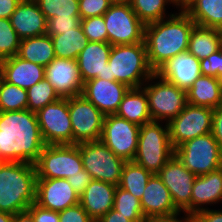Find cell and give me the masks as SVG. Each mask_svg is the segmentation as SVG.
<instances>
[{"label": "cell", "instance_id": "3", "mask_svg": "<svg viewBox=\"0 0 222 222\" xmlns=\"http://www.w3.org/2000/svg\"><path fill=\"white\" fill-rule=\"evenodd\" d=\"M37 175L34 164L0 162V211L17 214L36 200Z\"/></svg>", "mask_w": 222, "mask_h": 222}, {"label": "cell", "instance_id": "11", "mask_svg": "<svg viewBox=\"0 0 222 222\" xmlns=\"http://www.w3.org/2000/svg\"><path fill=\"white\" fill-rule=\"evenodd\" d=\"M72 144L100 140L105 115L83 95L68 98Z\"/></svg>", "mask_w": 222, "mask_h": 222}, {"label": "cell", "instance_id": "55", "mask_svg": "<svg viewBox=\"0 0 222 222\" xmlns=\"http://www.w3.org/2000/svg\"><path fill=\"white\" fill-rule=\"evenodd\" d=\"M2 79V72H1V67H0V80Z\"/></svg>", "mask_w": 222, "mask_h": 222}, {"label": "cell", "instance_id": "4", "mask_svg": "<svg viewBox=\"0 0 222 222\" xmlns=\"http://www.w3.org/2000/svg\"><path fill=\"white\" fill-rule=\"evenodd\" d=\"M109 80L141 88L155 73L151 68L145 42L113 45L108 59Z\"/></svg>", "mask_w": 222, "mask_h": 222}, {"label": "cell", "instance_id": "52", "mask_svg": "<svg viewBox=\"0 0 222 222\" xmlns=\"http://www.w3.org/2000/svg\"><path fill=\"white\" fill-rule=\"evenodd\" d=\"M14 214H9L0 211V222H12Z\"/></svg>", "mask_w": 222, "mask_h": 222}, {"label": "cell", "instance_id": "50", "mask_svg": "<svg viewBox=\"0 0 222 222\" xmlns=\"http://www.w3.org/2000/svg\"><path fill=\"white\" fill-rule=\"evenodd\" d=\"M96 222H133L112 208Z\"/></svg>", "mask_w": 222, "mask_h": 222}, {"label": "cell", "instance_id": "35", "mask_svg": "<svg viewBox=\"0 0 222 222\" xmlns=\"http://www.w3.org/2000/svg\"><path fill=\"white\" fill-rule=\"evenodd\" d=\"M27 98V109L31 112L37 113L46 105L57 101L61 97L44 77L41 81L27 89Z\"/></svg>", "mask_w": 222, "mask_h": 222}, {"label": "cell", "instance_id": "30", "mask_svg": "<svg viewBox=\"0 0 222 222\" xmlns=\"http://www.w3.org/2000/svg\"><path fill=\"white\" fill-rule=\"evenodd\" d=\"M20 58L46 67L54 58V46L50 35L28 37L20 40Z\"/></svg>", "mask_w": 222, "mask_h": 222}, {"label": "cell", "instance_id": "9", "mask_svg": "<svg viewBox=\"0 0 222 222\" xmlns=\"http://www.w3.org/2000/svg\"><path fill=\"white\" fill-rule=\"evenodd\" d=\"M83 168L92 180L103 181L118 186L125 160L115 155L101 140L77 144Z\"/></svg>", "mask_w": 222, "mask_h": 222}, {"label": "cell", "instance_id": "15", "mask_svg": "<svg viewBox=\"0 0 222 222\" xmlns=\"http://www.w3.org/2000/svg\"><path fill=\"white\" fill-rule=\"evenodd\" d=\"M157 175L169 190L175 207L180 212L191 215V193L197 176L190 172L175 155Z\"/></svg>", "mask_w": 222, "mask_h": 222}, {"label": "cell", "instance_id": "21", "mask_svg": "<svg viewBox=\"0 0 222 222\" xmlns=\"http://www.w3.org/2000/svg\"><path fill=\"white\" fill-rule=\"evenodd\" d=\"M144 217L171 216L180 211L173 204L169 190L157 174H153L140 199Z\"/></svg>", "mask_w": 222, "mask_h": 222}, {"label": "cell", "instance_id": "47", "mask_svg": "<svg viewBox=\"0 0 222 222\" xmlns=\"http://www.w3.org/2000/svg\"><path fill=\"white\" fill-rule=\"evenodd\" d=\"M212 135L222 151V106L213 109Z\"/></svg>", "mask_w": 222, "mask_h": 222}, {"label": "cell", "instance_id": "31", "mask_svg": "<svg viewBox=\"0 0 222 222\" xmlns=\"http://www.w3.org/2000/svg\"><path fill=\"white\" fill-rule=\"evenodd\" d=\"M54 52L57 58L77 60L79 53L89 42L81 24L67 31H59V35H52Z\"/></svg>", "mask_w": 222, "mask_h": 222}, {"label": "cell", "instance_id": "28", "mask_svg": "<svg viewBox=\"0 0 222 222\" xmlns=\"http://www.w3.org/2000/svg\"><path fill=\"white\" fill-rule=\"evenodd\" d=\"M182 9L196 25L222 30V0H189Z\"/></svg>", "mask_w": 222, "mask_h": 222}, {"label": "cell", "instance_id": "5", "mask_svg": "<svg viewBox=\"0 0 222 222\" xmlns=\"http://www.w3.org/2000/svg\"><path fill=\"white\" fill-rule=\"evenodd\" d=\"M173 155L168 123L151 121L140 126L135 163L157 174Z\"/></svg>", "mask_w": 222, "mask_h": 222}, {"label": "cell", "instance_id": "53", "mask_svg": "<svg viewBox=\"0 0 222 222\" xmlns=\"http://www.w3.org/2000/svg\"><path fill=\"white\" fill-rule=\"evenodd\" d=\"M189 0H176L177 4L182 8Z\"/></svg>", "mask_w": 222, "mask_h": 222}, {"label": "cell", "instance_id": "32", "mask_svg": "<svg viewBox=\"0 0 222 222\" xmlns=\"http://www.w3.org/2000/svg\"><path fill=\"white\" fill-rule=\"evenodd\" d=\"M129 4L137 17L145 25L170 17L177 12L175 10L180 9L176 0H131ZM169 5L176 8L174 9L175 12L167 11L170 9Z\"/></svg>", "mask_w": 222, "mask_h": 222}, {"label": "cell", "instance_id": "24", "mask_svg": "<svg viewBox=\"0 0 222 222\" xmlns=\"http://www.w3.org/2000/svg\"><path fill=\"white\" fill-rule=\"evenodd\" d=\"M2 78L22 89H29L45 77V67L24 60L18 55L0 61Z\"/></svg>", "mask_w": 222, "mask_h": 222}, {"label": "cell", "instance_id": "29", "mask_svg": "<svg viewBox=\"0 0 222 222\" xmlns=\"http://www.w3.org/2000/svg\"><path fill=\"white\" fill-rule=\"evenodd\" d=\"M222 47V30L195 25L191 30L188 52L199 60L207 58Z\"/></svg>", "mask_w": 222, "mask_h": 222}, {"label": "cell", "instance_id": "16", "mask_svg": "<svg viewBox=\"0 0 222 222\" xmlns=\"http://www.w3.org/2000/svg\"><path fill=\"white\" fill-rule=\"evenodd\" d=\"M44 74L61 98L82 94L84 82L77 60L56 57L45 67Z\"/></svg>", "mask_w": 222, "mask_h": 222}, {"label": "cell", "instance_id": "37", "mask_svg": "<svg viewBox=\"0 0 222 222\" xmlns=\"http://www.w3.org/2000/svg\"><path fill=\"white\" fill-rule=\"evenodd\" d=\"M46 20L59 17H80L79 0H34Z\"/></svg>", "mask_w": 222, "mask_h": 222}, {"label": "cell", "instance_id": "45", "mask_svg": "<svg viewBox=\"0 0 222 222\" xmlns=\"http://www.w3.org/2000/svg\"><path fill=\"white\" fill-rule=\"evenodd\" d=\"M67 181L74 188L75 192L81 196L86 187L92 181L90 174L83 168L74 176L68 177Z\"/></svg>", "mask_w": 222, "mask_h": 222}, {"label": "cell", "instance_id": "43", "mask_svg": "<svg viewBox=\"0 0 222 222\" xmlns=\"http://www.w3.org/2000/svg\"><path fill=\"white\" fill-rule=\"evenodd\" d=\"M59 222H95L80 203L58 212Z\"/></svg>", "mask_w": 222, "mask_h": 222}, {"label": "cell", "instance_id": "49", "mask_svg": "<svg viewBox=\"0 0 222 222\" xmlns=\"http://www.w3.org/2000/svg\"><path fill=\"white\" fill-rule=\"evenodd\" d=\"M22 0H0V18L10 19Z\"/></svg>", "mask_w": 222, "mask_h": 222}, {"label": "cell", "instance_id": "7", "mask_svg": "<svg viewBox=\"0 0 222 222\" xmlns=\"http://www.w3.org/2000/svg\"><path fill=\"white\" fill-rule=\"evenodd\" d=\"M174 155L196 176L222 168V151L212 133L184 142L174 149Z\"/></svg>", "mask_w": 222, "mask_h": 222}, {"label": "cell", "instance_id": "19", "mask_svg": "<svg viewBox=\"0 0 222 222\" xmlns=\"http://www.w3.org/2000/svg\"><path fill=\"white\" fill-rule=\"evenodd\" d=\"M155 73L184 91H187L202 75L200 60L188 51L172 57Z\"/></svg>", "mask_w": 222, "mask_h": 222}, {"label": "cell", "instance_id": "51", "mask_svg": "<svg viewBox=\"0 0 222 222\" xmlns=\"http://www.w3.org/2000/svg\"><path fill=\"white\" fill-rule=\"evenodd\" d=\"M12 222H35L31 213L26 210L13 215Z\"/></svg>", "mask_w": 222, "mask_h": 222}, {"label": "cell", "instance_id": "38", "mask_svg": "<svg viewBox=\"0 0 222 222\" xmlns=\"http://www.w3.org/2000/svg\"><path fill=\"white\" fill-rule=\"evenodd\" d=\"M20 40L10 19L0 18V61L18 54Z\"/></svg>", "mask_w": 222, "mask_h": 222}, {"label": "cell", "instance_id": "13", "mask_svg": "<svg viewBox=\"0 0 222 222\" xmlns=\"http://www.w3.org/2000/svg\"><path fill=\"white\" fill-rule=\"evenodd\" d=\"M140 126L117 116L106 115L100 140L116 156L133 161L137 153Z\"/></svg>", "mask_w": 222, "mask_h": 222}, {"label": "cell", "instance_id": "6", "mask_svg": "<svg viewBox=\"0 0 222 222\" xmlns=\"http://www.w3.org/2000/svg\"><path fill=\"white\" fill-rule=\"evenodd\" d=\"M141 88L146 93L152 121L169 123L187 104L186 91L156 73Z\"/></svg>", "mask_w": 222, "mask_h": 222}, {"label": "cell", "instance_id": "40", "mask_svg": "<svg viewBox=\"0 0 222 222\" xmlns=\"http://www.w3.org/2000/svg\"><path fill=\"white\" fill-rule=\"evenodd\" d=\"M112 3L113 0H79L80 18L102 16Z\"/></svg>", "mask_w": 222, "mask_h": 222}, {"label": "cell", "instance_id": "27", "mask_svg": "<svg viewBox=\"0 0 222 222\" xmlns=\"http://www.w3.org/2000/svg\"><path fill=\"white\" fill-rule=\"evenodd\" d=\"M115 114L139 126L151 122L152 118L145 91L142 88H130Z\"/></svg>", "mask_w": 222, "mask_h": 222}, {"label": "cell", "instance_id": "17", "mask_svg": "<svg viewBox=\"0 0 222 222\" xmlns=\"http://www.w3.org/2000/svg\"><path fill=\"white\" fill-rule=\"evenodd\" d=\"M35 203L60 212L80 203V196L65 178L37 179Z\"/></svg>", "mask_w": 222, "mask_h": 222}, {"label": "cell", "instance_id": "46", "mask_svg": "<svg viewBox=\"0 0 222 222\" xmlns=\"http://www.w3.org/2000/svg\"><path fill=\"white\" fill-rule=\"evenodd\" d=\"M193 217L194 222H222V209H203L198 211Z\"/></svg>", "mask_w": 222, "mask_h": 222}, {"label": "cell", "instance_id": "8", "mask_svg": "<svg viewBox=\"0 0 222 222\" xmlns=\"http://www.w3.org/2000/svg\"><path fill=\"white\" fill-rule=\"evenodd\" d=\"M34 166L37 179H67L83 169L77 144L45 145Z\"/></svg>", "mask_w": 222, "mask_h": 222}, {"label": "cell", "instance_id": "36", "mask_svg": "<svg viewBox=\"0 0 222 222\" xmlns=\"http://www.w3.org/2000/svg\"><path fill=\"white\" fill-rule=\"evenodd\" d=\"M113 208L133 222H143L145 219L140 200L119 186L115 190Z\"/></svg>", "mask_w": 222, "mask_h": 222}, {"label": "cell", "instance_id": "42", "mask_svg": "<svg viewBox=\"0 0 222 222\" xmlns=\"http://www.w3.org/2000/svg\"><path fill=\"white\" fill-rule=\"evenodd\" d=\"M200 68L202 75L222 79V47L207 58L201 59Z\"/></svg>", "mask_w": 222, "mask_h": 222}, {"label": "cell", "instance_id": "26", "mask_svg": "<svg viewBox=\"0 0 222 222\" xmlns=\"http://www.w3.org/2000/svg\"><path fill=\"white\" fill-rule=\"evenodd\" d=\"M187 103L212 109L222 106V79L200 75L186 91Z\"/></svg>", "mask_w": 222, "mask_h": 222}, {"label": "cell", "instance_id": "23", "mask_svg": "<svg viewBox=\"0 0 222 222\" xmlns=\"http://www.w3.org/2000/svg\"><path fill=\"white\" fill-rule=\"evenodd\" d=\"M220 202L222 203V168L197 176L191 193V215Z\"/></svg>", "mask_w": 222, "mask_h": 222}, {"label": "cell", "instance_id": "2", "mask_svg": "<svg viewBox=\"0 0 222 222\" xmlns=\"http://www.w3.org/2000/svg\"><path fill=\"white\" fill-rule=\"evenodd\" d=\"M195 25L182 8L170 17L145 25L144 42L154 72L172 57L188 50L190 33Z\"/></svg>", "mask_w": 222, "mask_h": 222}, {"label": "cell", "instance_id": "41", "mask_svg": "<svg viewBox=\"0 0 222 222\" xmlns=\"http://www.w3.org/2000/svg\"><path fill=\"white\" fill-rule=\"evenodd\" d=\"M81 24L80 17H59L55 16L47 20L46 34L59 35V31H67L78 27Z\"/></svg>", "mask_w": 222, "mask_h": 222}, {"label": "cell", "instance_id": "20", "mask_svg": "<svg viewBox=\"0 0 222 222\" xmlns=\"http://www.w3.org/2000/svg\"><path fill=\"white\" fill-rule=\"evenodd\" d=\"M112 45L108 42L89 41L77 58L83 82L94 78L109 80L108 59Z\"/></svg>", "mask_w": 222, "mask_h": 222}, {"label": "cell", "instance_id": "48", "mask_svg": "<svg viewBox=\"0 0 222 222\" xmlns=\"http://www.w3.org/2000/svg\"><path fill=\"white\" fill-rule=\"evenodd\" d=\"M143 222H194V217L190 214L179 212L171 216L146 217Z\"/></svg>", "mask_w": 222, "mask_h": 222}, {"label": "cell", "instance_id": "14", "mask_svg": "<svg viewBox=\"0 0 222 222\" xmlns=\"http://www.w3.org/2000/svg\"><path fill=\"white\" fill-rule=\"evenodd\" d=\"M36 115L46 145L72 144L68 98L46 105Z\"/></svg>", "mask_w": 222, "mask_h": 222}, {"label": "cell", "instance_id": "18", "mask_svg": "<svg viewBox=\"0 0 222 222\" xmlns=\"http://www.w3.org/2000/svg\"><path fill=\"white\" fill-rule=\"evenodd\" d=\"M130 88L121 82L94 78L84 82L82 94L105 116L115 114Z\"/></svg>", "mask_w": 222, "mask_h": 222}, {"label": "cell", "instance_id": "33", "mask_svg": "<svg viewBox=\"0 0 222 222\" xmlns=\"http://www.w3.org/2000/svg\"><path fill=\"white\" fill-rule=\"evenodd\" d=\"M152 175V173L134 161H126L118 186L140 200Z\"/></svg>", "mask_w": 222, "mask_h": 222}, {"label": "cell", "instance_id": "44", "mask_svg": "<svg viewBox=\"0 0 222 222\" xmlns=\"http://www.w3.org/2000/svg\"><path fill=\"white\" fill-rule=\"evenodd\" d=\"M35 222H59V214L56 211L45 209L36 203L27 209Z\"/></svg>", "mask_w": 222, "mask_h": 222}, {"label": "cell", "instance_id": "1", "mask_svg": "<svg viewBox=\"0 0 222 222\" xmlns=\"http://www.w3.org/2000/svg\"><path fill=\"white\" fill-rule=\"evenodd\" d=\"M45 145L36 113L0 112L1 161L34 164Z\"/></svg>", "mask_w": 222, "mask_h": 222}, {"label": "cell", "instance_id": "22", "mask_svg": "<svg viewBox=\"0 0 222 222\" xmlns=\"http://www.w3.org/2000/svg\"><path fill=\"white\" fill-rule=\"evenodd\" d=\"M10 22L20 39L46 34L47 20L34 0H22Z\"/></svg>", "mask_w": 222, "mask_h": 222}, {"label": "cell", "instance_id": "25", "mask_svg": "<svg viewBox=\"0 0 222 222\" xmlns=\"http://www.w3.org/2000/svg\"><path fill=\"white\" fill-rule=\"evenodd\" d=\"M115 185L92 180L80 196V204L96 222L114 207Z\"/></svg>", "mask_w": 222, "mask_h": 222}, {"label": "cell", "instance_id": "10", "mask_svg": "<svg viewBox=\"0 0 222 222\" xmlns=\"http://www.w3.org/2000/svg\"><path fill=\"white\" fill-rule=\"evenodd\" d=\"M103 18L108 43L112 46L144 41L145 24L137 17L129 3L113 2Z\"/></svg>", "mask_w": 222, "mask_h": 222}, {"label": "cell", "instance_id": "12", "mask_svg": "<svg viewBox=\"0 0 222 222\" xmlns=\"http://www.w3.org/2000/svg\"><path fill=\"white\" fill-rule=\"evenodd\" d=\"M213 109L187 103L169 123L170 142L173 149L184 142L212 131Z\"/></svg>", "mask_w": 222, "mask_h": 222}, {"label": "cell", "instance_id": "34", "mask_svg": "<svg viewBox=\"0 0 222 222\" xmlns=\"http://www.w3.org/2000/svg\"><path fill=\"white\" fill-rule=\"evenodd\" d=\"M27 104V90L0 80V112L26 110Z\"/></svg>", "mask_w": 222, "mask_h": 222}, {"label": "cell", "instance_id": "39", "mask_svg": "<svg viewBox=\"0 0 222 222\" xmlns=\"http://www.w3.org/2000/svg\"><path fill=\"white\" fill-rule=\"evenodd\" d=\"M81 26L88 41L108 42L103 15L81 19Z\"/></svg>", "mask_w": 222, "mask_h": 222}, {"label": "cell", "instance_id": "54", "mask_svg": "<svg viewBox=\"0 0 222 222\" xmlns=\"http://www.w3.org/2000/svg\"><path fill=\"white\" fill-rule=\"evenodd\" d=\"M131 0H113V2L129 3Z\"/></svg>", "mask_w": 222, "mask_h": 222}]
</instances>
